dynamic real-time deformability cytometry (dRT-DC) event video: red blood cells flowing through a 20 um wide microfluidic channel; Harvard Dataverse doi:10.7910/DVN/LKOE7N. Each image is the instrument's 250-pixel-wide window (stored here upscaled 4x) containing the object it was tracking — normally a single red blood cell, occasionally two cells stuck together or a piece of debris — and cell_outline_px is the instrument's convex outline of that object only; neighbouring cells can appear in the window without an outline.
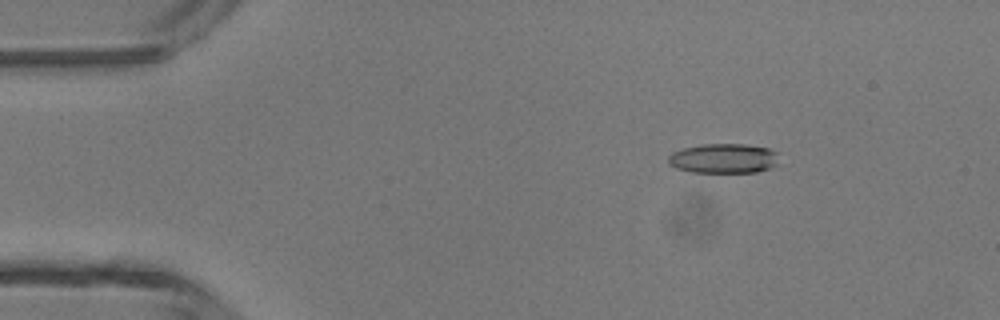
{"species": "common noctule bat (a hibernating species)", "species_latin": "Nyctalus noctula", "temperature_condition": "room temperature", "stored_images_in_passage": 47, "camera_frame_rate_fps": 3000, "um_per_image_px": 0.085, "animal": {"sex": "male", "body_mass_g": 13.3}, "frame": {"image": 1, "passage_image": 7, "time_ms": 2.0, "image_size_px": [1000, 320], "cell_outline_px": [[780, 152], [776, 164], [768, 168], [756, 172], [692, 172], [676, 168], [668, 164], [668, 156], [672, 152], [684, 148], [700, 144], [744, 144], [768, 148]], "centroid_in_image_um": [61.5, 13.46], "position_along_channel_um": 23.5, "area_um2": 19.25}}
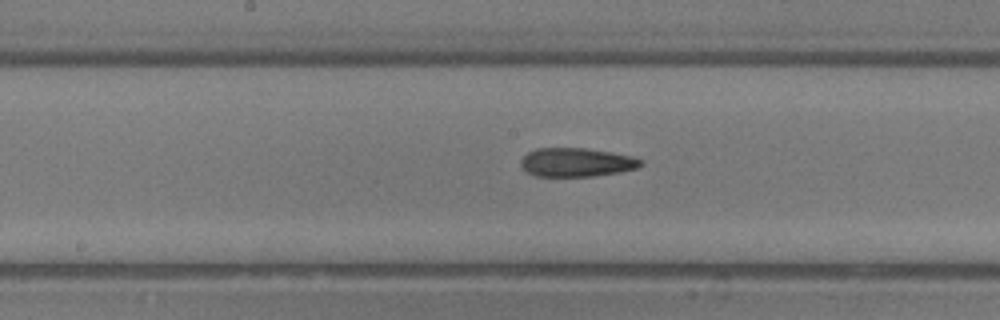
{"frame": {"image": 2, "passage_image": 24, "time_ms": 7.667, "image_size_px": [1000, 320], "cell_outline_px": [[644, 164], [636, 168], [620, 172], [596, 176], [536, 176], [520, 168], [520, 160], [528, 152], [536, 148], [588, 148], [632, 156], [644, 160]], "centroid_in_image_um": [49.0, 13.79], "position_along_channel_um": 199.2, "area_um2": 20.29}}
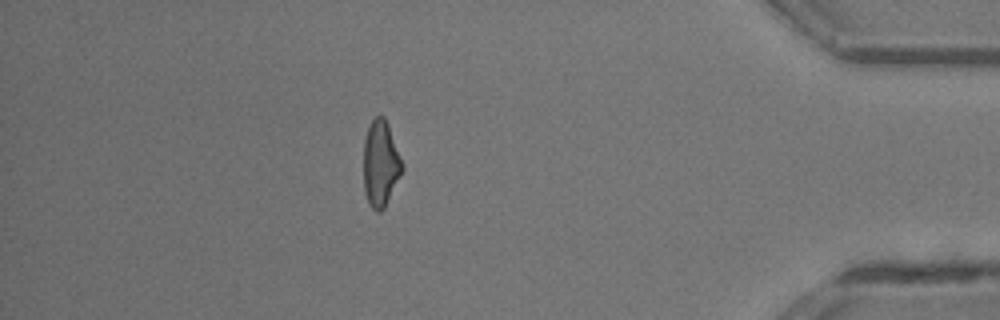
{"frame": {"image": 3, "passage_image": 41, "time_ms": 13.333, "image_size_px": [1000, 320], "cell_outline_px": [[404, 168], [384, 208], [380, 212], [376, 212], [368, 204], [364, 192], [364, 140], [368, 128], [372, 120], [376, 116], [384, 116], [388, 124], [404, 164]], "centroid_in_image_um": [32.35, 13.92], "position_along_channel_um": 402.8, "area_um2": 19.42}, "authors_computed_cell_mechanics": {"area_um2": 19.8254, "velocity_mm_per_s": 4.4214, "shape_relaxation_time_tau1_ms": null, "shape_relaxation_time_tau2_ms": 4.4704, "deformation_change_tau1": null, "deformation_change_tau2": 0.1652}}